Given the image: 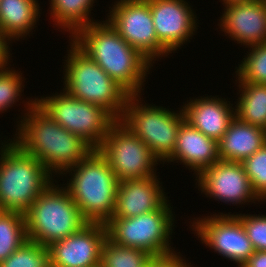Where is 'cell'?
Here are the masks:
<instances>
[{
  "instance_id": "1",
  "label": "cell",
  "mask_w": 266,
  "mask_h": 267,
  "mask_svg": "<svg viewBox=\"0 0 266 267\" xmlns=\"http://www.w3.org/2000/svg\"><path fill=\"white\" fill-rule=\"evenodd\" d=\"M26 99L21 100L26 110L18 117L19 121H15L17 129L11 140L59 178L65 170L82 161L93 148L47 115L35 103V97Z\"/></svg>"
},
{
  "instance_id": "2",
  "label": "cell",
  "mask_w": 266,
  "mask_h": 267,
  "mask_svg": "<svg viewBox=\"0 0 266 267\" xmlns=\"http://www.w3.org/2000/svg\"><path fill=\"white\" fill-rule=\"evenodd\" d=\"M70 39L130 95L142 94L154 64L130 46L107 20L80 28Z\"/></svg>"
},
{
  "instance_id": "3",
  "label": "cell",
  "mask_w": 266,
  "mask_h": 267,
  "mask_svg": "<svg viewBox=\"0 0 266 267\" xmlns=\"http://www.w3.org/2000/svg\"><path fill=\"white\" fill-rule=\"evenodd\" d=\"M64 175L69 181L62 185L89 223L105 224L112 218L119 181L97 149H93L82 161L65 170L59 177Z\"/></svg>"
},
{
  "instance_id": "4",
  "label": "cell",
  "mask_w": 266,
  "mask_h": 267,
  "mask_svg": "<svg viewBox=\"0 0 266 267\" xmlns=\"http://www.w3.org/2000/svg\"><path fill=\"white\" fill-rule=\"evenodd\" d=\"M4 139L0 141V211L25 214L55 177L8 136Z\"/></svg>"
},
{
  "instance_id": "5",
  "label": "cell",
  "mask_w": 266,
  "mask_h": 267,
  "mask_svg": "<svg viewBox=\"0 0 266 267\" xmlns=\"http://www.w3.org/2000/svg\"><path fill=\"white\" fill-rule=\"evenodd\" d=\"M63 59V90L78 100L98 105L116 120L123 115L129 93L121 87L70 38ZM64 77V78H63Z\"/></svg>"
},
{
  "instance_id": "6",
  "label": "cell",
  "mask_w": 266,
  "mask_h": 267,
  "mask_svg": "<svg viewBox=\"0 0 266 267\" xmlns=\"http://www.w3.org/2000/svg\"><path fill=\"white\" fill-rule=\"evenodd\" d=\"M58 180L50 183L24 214L27 239L44 246L78 232L89 223Z\"/></svg>"
},
{
  "instance_id": "7",
  "label": "cell",
  "mask_w": 266,
  "mask_h": 267,
  "mask_svg": "<svg viewBox=\"0 0 266 267\" xmlns=\"http://www.w3.org/2000/svg\"><path fill=\"white\" fill-rule=\"evenodd\" d=\"M167 199L157 210L135 217H112L105 223L107 238L115 244L146 251L153 257L173 254L171 242L176 214Z\"/></svg>"
},
{
  "instance_id": "8",
  "label": "cell",
  "mask_w": 266,
  "mask_h": 267,
  "mask_svg": "<svg viewBox=\"0 0 266 267\" xmlns=\"http://www.w3.org/2000/svg\"><path fill=\"white\" fill-rule=\"evenodd\" d=\"M177 109L180 110L147 104L142 94H135L129 95L120 118V121L151 149L163 167L174 153L177 133L185 119L182 105Z\"/></svg>"
},
{
  "instance_id": "9",
  "label": "cell",
  "mask_w": 266,
  "mask_h": 267,
  "mask_svg": "<svg viewBox=\"0 0 266 267\" xmlns=\"http://www.w3.org/2000/svg\"><path fill=\"white\" fill-rule=\"evenodd\" d=\"M59 92L35 97V103L60 126L97 149L116 119L98 105L78 100L63 89Z\"/></svg>"
},
{
  "instance_id": "10",
  "label": "cell",
  "mask_w": 266,
  "mask_h": 267,
  "mask_svg": "<svg viewBox=\"0 0 266 267\" xmlns=\"http://www.w3.org/2000/svg\"><path fill=\"white\" fill-rule=\"evenodd\" d=\"M97 150L107 160L119 182L160 176L157 175L160 161L120 120L111 125Z\"/></svg>"
},
{
  "instance_id": "11",
  "label": "cell",
  "mask_w": 266,
  "mask_h": 267,
  "mask_svg": "<svg viewBox=\"0 0 266 267\" xmlns=\"http://www.w3.org/2000/svg\"><path fill=\"white\" fill-rule=\"evenodd\" d=\"M105 18L119 35L152 64L169 53L158 40L147 0H116Z\"/></svg>"
},
{
  "instance_id": "12",
  "label": "cell",
  "mask_w": 266,
  "mask_h": 267,
  "mask_svg": "<svg viewBox=\"0 0 266 267\" xmlns=\"http://www.w3.org/2000/svg\"><path fill=\"white\" fill-rule=\"evenodd\" d=\"M217 213L192 218L190 229L215 254L242 267L255 252L245 228L234 213Z\"/></svg>"
},
{
  "instance_id": "13",
  "label": "cell",
  "mask_w": 266,
  "mask_h": 267,
  "mask_svg": "<svg viewBox=\"0 0 266 267\" xmlns=\"http://www.w3.org/2000/svg\"><path fill=\"white\" fill-rule=\"evenodd\" d=\"M198 191L205 197L224 204L243 205L262 204L254 192L251 181L241 162L219 160L201 171L195 177ZM258 202V203H257Z\"/></svg>"
},
{
  "instance_id": "14",
  "label": "cell",
  "mask_w": 266,
  "mask_h": 267,
  "mask_svg": "<svg viewBox=\"0 0 266 267\" xmlns=\"http://www.w3.org/2000/svg\"><path fill=\"white\" fill-rule=\"evenodd\" d=\"M153 24L161 46L175 53L196 34L199 22L193 6L187 0H147Z\"/></svg>"
},
{
  "instance_id": "15",
  "label": "cell",
  "mask_w": 266,
  "mask_h": 267,
  "mask_svg": "<svg viewBox=\"0 0 266 267\" xmlns=\"http://www.w3.org/2000/svg\"><path fill=\"white\" fill-rule=\"evenodd\" d=\"M106 238L105 224H86L78 232L47 246L50 251V267H94L100 265L101 250Z\"/></svg>"
},
{
  "instance_id": "16",
  "label": "cell",
  "mask_w": 266,
  "mask_h": 267,
  "mask_svg": "<svg viewBox=\"0 0 266 267\" xmlns=\"http://www.w3.org/2000/svg\"><path fill=\"white\" fill-rule=\"evenodd\" d=\"M220 33L246 47L266 43V4L261 0L224 5Z\"/></svg>"
},
{
  "instance_id": "17",
  "label": "cell",
  "mask_w": 266,
  "mask_h": 267,
  "mask_svg": "<svg viewBox=\"0 0 266 267\" xmlns=\"http://www.w3.org/2000/svg\"><path fill=\"white\" fill-rule=\"evenodd\" d=\"M186 102H183L182 106L185 120L205 136L217 142L235 118V106L228 101V98L226 100L218 95L205 94L204 97L198 96L193 99L189 97Z\"/></svg>"
},
{
  "instance_id": "18",
  "label": "cell",
  "mask_w": 266,
  "mask_h": 267,
  "mask_svg": "<svg viewBox=\"0 0 266 267\" xmlns=\"http://www.w3.org/2000/svg\"><path fill=\"white\" fill-rule=\"evenodd\" d=\"M160 180L159 176H152L120 181L112 217H135L157 210L169 198Z\"/></svg>"
},
{
  "instance_id": "19",
  "label": "cell",
  "mask_w": 266,
  "mask_h": 267,
  "mask_svg": "<svg viewBox=\"0 0 266 267\" xmlns=\"http://www.w3.org/2000/svg\"><path fill=\"white\" fill-rule=\"evenodd\" d=\"M219 160L218 142L205 136L184 119L177 133L174 153L166 164L179 162L190 172L193 171L196 177Z\"/></svg>"
},
{
  "instance_id": "20",
  "label": "cell",
  "mask_w": 266,
  "mask_h": 267,
  "mask_svg": "<svg viewBox=\"0 0 266 267\" xmlns=\"http://www.w3.org/2000/svg\"><path fill=\"white\" fill-rule=\"evenodd\" d=\"M265 144L264 128L245 123L235 116L218 141V155L220 160L242 163Z\"/></svg>"
},
{
  "instance_id": "21",
  "label": "cell",
  "mask_w": 266,
  "mask_h": 267,
  "mask_svg": "<svg viewBox=\"0 0 266 267\" xmlns=\"http://www.w3.org/2000/svg\"><path fill=\"white\" fill-rule=\"evenodd\" d=\"M39 0H0V30L14 43L33 33L42 9Z\"/></svg>"
},
{
  "instance_id": "22",
  "label": "cell",
  "mask_w": 266,
  "mask_h": 267,
  "mask_svg": "<svg viewBox=\"0 0 266 267\" xmlns=\"http://www.w3.org/2000/svg\"><path fill=\"white\" fill-rule=\"evenodd\" d=\"M95 2L97 0H50V19L56 28L68 32V38H71L80 28L98 22L91 17Z\"/></svg>"
},
{
  "instance_id": "23",
  "label": "cell",
  "mask_w": 266,
  "mask_h": 267,
  "mask_svg": "<svg viewBox=\"0 0 266 267\" xmlns=\"http://www.w3.org/2000/svg\"><path fill=\"white\" fill-rule=\"evenodd\" d=\"M238 83V85H237ZM235 116L245 123L266 128V84L236 82Z\"/></svg>"
},
{
  "instance_id": "24",
  "label": "cell",
  "mask_w": 266,
  "mask_h": 267,
  "mask_svg": "<svg viewBox=\"0 0 266 267\" xmlns=\"http://www.w3.org/2000/svg\"><path fill=\"white\" fill-rule=\"evenodd\" d=\"M27 240L24 214L0 211V262L20 248Z\"/></svg>"
},
{
  "instance_id": "25",
  "label": "cell",
  "mask_w": 266,
  "mask_h": 267,
  "mask_svg": "<svg viewBox=\"0 0 266 267\" xmlns=\"http://www.w3.org/2000/svg\"><path fill=\"white\" fill-rule=\"evenodd\" d=\"M154 257L146 251L125 247L105 239L101 250V267H148Z\"/></svg>"
},
{
  "instance_id": "26",
  "label": "cell",
  "mask_w": 266,
  "mask_h": 267,
  "mask_svg": "<svg viewBox=\"0 0 266 267\" xmlns=\"http://www.w3.org/2000/svg\"><path fill=\"white\" fill-rule=\"evenodd\" d=\"M246 48V56L235 66V81L266 84V43Z\"/></svg>"
},
{
  "instance_id": "27",
  "label": "cell",
  "mask_w": 266,
  "mask_h": 267,
  "mask_svg": "<svg viewBox=\"0 0 266 267\" xmlns=\"http://www.w3.org/2000/svg\"><path fill=\"white\" fill-rule=\"evenodd\" d=\"M0 267H50V251L47 246L27 240L1 261Z\"/></svg>"
},
{
  "instance_id": "28",
  "label": "cell",
  "mask_w": 266,
  "mask_h": 267,
  "mask_svg": "<svg viewBox=\"0 0 266 267\" xmlns=\"http://www.w3.org/2000/svg\"><path fill=\"white\" fill-rule=\"evenodd\" d=\"M0 69V114L7 112L8 109L16 105L21 98L24 91V78L21 71L14 67ZM5 111V112H4Z\"/></svg>"
},
{
  "instance_id": "29",
  "label": "cell",
  "mask_w": 266,
  "mask_h": 267,
  "mask_svg": "<svg viewBox=\"0 0 266 267\" xmlns=\"http://www.w3.org/2000/svg\"><path fill=\"white\" fill-rule=\"evenodd\" d=\"M242 165L254 192L263 203H266V144L247 157Z\"/></svg>"
},
{
  "instance_id": "30",
  "label": "cell",
  "mask_w": 266,
  "mask_h": 267,
  "mask_svg": "<svg viewBox=\"0 0 266 267\" xmlns=\"http://www.w3.org/2000/svg\"><path fill=\"white\" fill-rule=\"evenodd\" d=\"M242 222L255 251H266V215L235 214Z\"/></svg>"
},
{
  "instance_id": "31",
  "label": "cell",
  "mask_w": 266,
  "mask_h": 267,
  "mask_svg": "<svg viewBox=\"0 0 266 267\" xmlns=\"http://www.w3.org/2000/svg\"><path fill=\"white\" fill-rule=\"evenodd\" d=\"M181 255L180 252H175L170 255L154 257L148 267H193L189 260ZM196 267V266H195Z\"/></svg>"
},
{
  "instance_id": "32",
  "label": "cell",
  "mask_w": 266,
  "mask_h": 267,
  "mask_svg": "<svg viewBox=\"0 0 266 267\" xmlns=\"http://www.w3.org/2000/svg\"><path fill=\"white\" fill-rule=\"evenodd\" d=\"M12 41L0 30V69L7 68L12 60Z\"/></svg>"
},
{
  "instance_id": "33",
  "label": "cell",
  "mask_w": 266,
  "mask_h": 267,
  "mask_svg": "<svg viewBox=\"0 0 266 267\" xmlns=\"http://www.w3.org/2000/svg\"><path fill=\"white\" fill-rule=\"evenodd\" d=\"M242 267H266V251H255Z\"/></svg>"
},
{
  "instance_id": "34",
  "label": "cell",
  "mask_w": 266,
  "mask_h": 267,
  "mask_svg": "<svg viewBox=\"0 0 266 267\" xmlns=\"http://www.w3.org/2000/svg\"><path fill=\"white\" fill-rule=\"evenodd\" d=\"M224 5H229L232 3H240V2H251V1H256V0H220Z\"/></svg>"
}]
</instances>
